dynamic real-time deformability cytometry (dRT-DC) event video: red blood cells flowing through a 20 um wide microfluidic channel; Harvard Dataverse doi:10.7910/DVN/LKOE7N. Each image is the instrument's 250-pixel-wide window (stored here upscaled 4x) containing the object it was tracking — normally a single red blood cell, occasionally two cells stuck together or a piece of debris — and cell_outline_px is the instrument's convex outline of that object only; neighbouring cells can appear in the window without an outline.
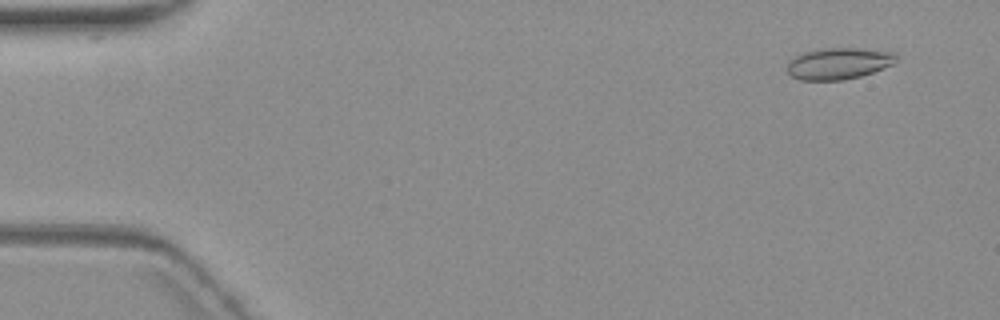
{"species": "common noctule bat (a hibernating species)", "species_latin": "Nyctalus noctula", "temperature_condition": "warm", "stored_images_in_passage": 9, "camera_frame_rate_fps": 3000, "um_per_image_px": 0.085, "animal": {"sex": "female", "body_mass_g": 19.3, "forearm_length_mm": 54.1}, "frame": {"image": 1, "passage_image": 1, "time_ms": 0.0, "image_size_px": [1000, 320], "cell_outline_px": [[896, 60], [892, 64], [872, 72], [860, 76], [844, 80], [800, 80], [792, 76], [788, 72], [788, 60], [804, 52], [816, 48], [864, 48], [896, 52]], "centroid_in_image_um": [71.27, 5.38], "position_along_channel_um": 13.7, "area_um2": 20.11}}
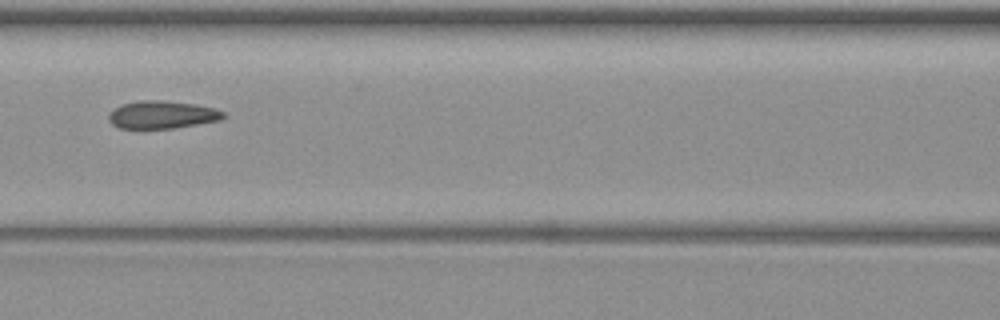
{"frame": {"image": 2, "passage_image": 6, "time_ms": 7.333, "image_size_px": [1000, 320], "cell_outline_px": [[224, 116], [220, 120], [172, 128], [120, 128], [112, 124], [108, 120], [108, 116], [116, 108], [124, 104], [136, 100], [164, 100], [196, 104], [212, 108], [224, 112]], "centroid_in_image_um": [13.76, 9.74], "position_along_channel_um": 152.8, "area_um2": 18.26}}
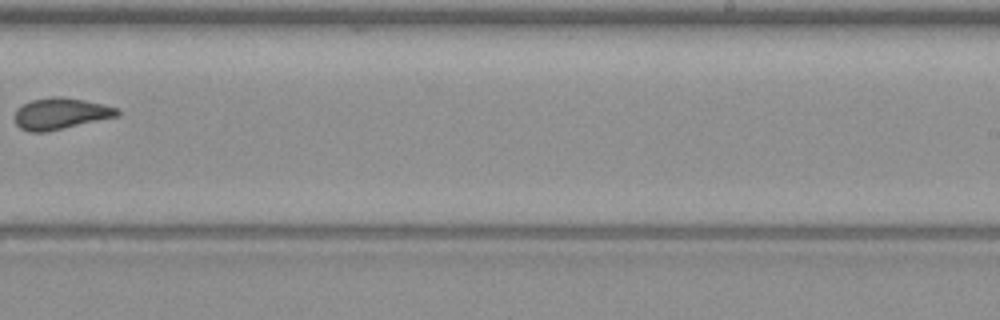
{"frame": {"image": 3, "passage_image": 9, "time_ms": 11.0, "image_size_px": [1000, 320], "cell_outline_px": [[120, 116], [48, 132], [28, 132], [20, 128], [16, 124], [16, 108], [32, 100], [52, 96], [60, 96], [84, 100], [104, 104], [120, 108]], "centroid_in_image_um": [5.2, 9.66], "position_along_channel_um": 283.8, "area_um2": 19.02}}